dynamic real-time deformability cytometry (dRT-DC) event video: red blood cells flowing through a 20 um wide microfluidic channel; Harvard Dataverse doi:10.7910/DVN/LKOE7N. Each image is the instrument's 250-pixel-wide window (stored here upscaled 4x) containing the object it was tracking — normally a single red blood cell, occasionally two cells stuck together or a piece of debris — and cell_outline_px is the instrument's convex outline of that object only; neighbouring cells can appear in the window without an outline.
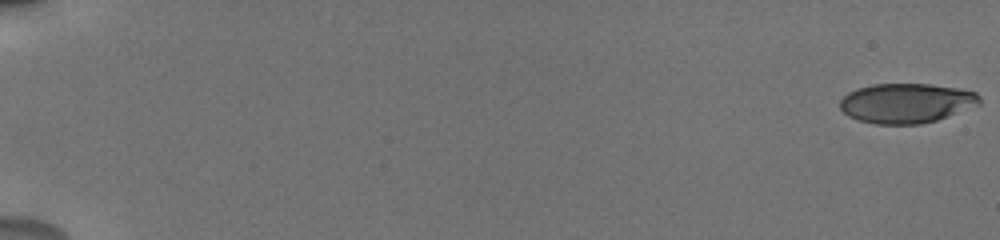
{"species": "human", "species_latin": "Homo sapiens", "temperature_condition": "cold", "stored_images_in_passage": 56, "camera_frame_rate_fps": 3000, "um_per_image_px": 0.085, "donor": {"sex": "male"}, "frame": {"image": 1, "passage_image": 1, "time_ms": 0.0, "image_size_px": [1000, 240], "cell_outline_px": [[980, 104], [936, 120], [920, 124], [876, 124], [860, 120], [848, 116], [840, 108], [840, 100], [848, 92], [856, 88], [872, 84], [928, 84], [956, 88], [976, 92], [980, 96]], "centroid_in_image_um": [77.01, 8.76], "position_along_channel_um": 8.0, "area_um2": 32.14}}
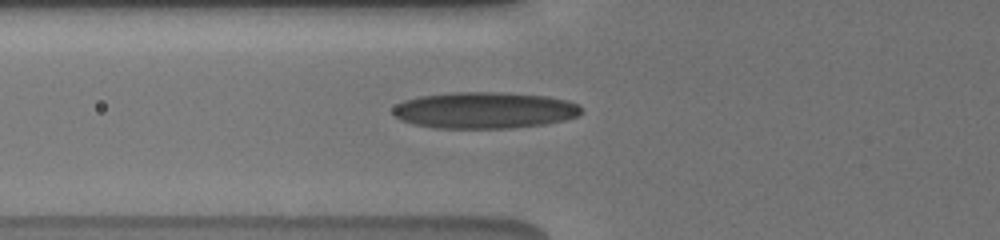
{"frame": {"image": 2, "passage_image": 23, "time_ms": 7.333, "image_size_px": [1000, 240], "cell_outline_px": [[584, 112], [580, 116], [564, 120], [544, 124], [512, 128], [436, 128], [416, 124], [400, 120], [392, 116], [392, 108], [396, 104], [404, 100], [420, 96], [452, 92], [504, 92], [548, 96], [568, 100], [580, 104]], "centroid_in_image_um": [41.21, 9.36], "position_along_channel_um": 84.6, "area_um2": 40.52}}
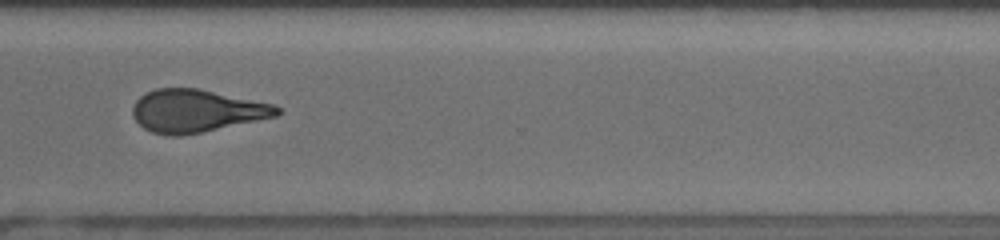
{"frame": {"image": 3, "passage_image": 44, "time_ms": 14.333, "image_size_px": [1000, 240], "cell_outline_px": [[280, 112], [276, 116], [200, 132], [180, 136], [168, 136], [152, 132], [144, 128], [132, 116], [132, 108], [136, 100], [140, 96], [156, 88], [196, 88], [276, 104], [280, 108]], "centroid_in_image_um": [16.68, 9.42], "position_along_channel_um": 353.9, "area_um2": 35.66}, "authors_computed_cell_mechanics": {"area_um2": 35.6048, "velocity_mm_per_s": 3.8456, "shape_relaxation_time_tau1_ms": 6.9014, "shape_relaxation_time_tau2_ms": 2.3806, "deformation_change_tau1": 0.1901, "deformation_change_tau2": 0.117}}